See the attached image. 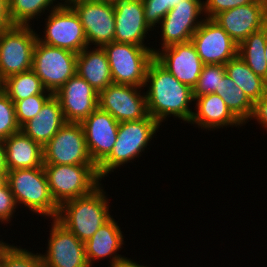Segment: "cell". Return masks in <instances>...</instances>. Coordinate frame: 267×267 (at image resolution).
Listing matches in <instances>:
<instances>
[{"instance_id":"obj_1","label":"cell","mask_w":267,"mask_h":267,"mask_svg":"<svg viewBox=\"0 0 267 267\" xmlns=\"http://www.w3.org/2000/svg\"><path fill=\"white\" fill-rule=\"evenodd\" d=\"M143 88L147 112L161 126L162 122L170 117L178 118L189 124L193 116L190 105L195 101L193 89L179 82L155 59L148 65Z\"/></svg>"},{"instance_id":"obj_2","label":"cell","mask_w":267,"mask_h":267,"mask_svg":"<svg viewBox=\"0 0 267 267\" xmlns=\"http://www.w3.org/2000/svg\"><path fill=\"white\" fill-rule=\"evenodd\" d=\"M104 189L101 183L88 195L66 201L59 207L56 219L84 243L113 217Z\"/></svg>"},{"instance_id":"obj_3","label":"cell","mask_w":267,"mask_h":267,"mask_svg":"<svg viewBox=\"0 0 267 267\" xmlns=\"http://www.w3.org/2000/svg\"><path fill=\"white\" fill-rule=\"evenodd\" d=\"M160 124L149 114L140 120L119 122L117 140L111 153L97 166L99 177L104 180L111 172L120 169L121 165L131 163L142 157L149 146Z\"/></svg>"},{"instance_id":"obj_4","label":"cell","mask_w":267,"mask_h":267,"mask_svg":"<svg viewBox=\"0 0 267 267\" xmlns=\"http://www.w3.org/2000/svg\"><path fill=\"white\" fill-rule=\"evenodd\" d=\"M8 185L18 207L24 206L37 216L57 218L59 206L50 193L44 167L8 171Z\"/></svg>"},{"instance_id":"obj_5","label":"cell","mask_w":267,"mask_h":267,"mask_svg":"<svg viewBox=\"0 0 267 267\" xmlns=\"http://www.w3.org/2000/svg\"><path fill=\"white\" fill-rule=\"evenodd\" d=\"M43 167L50 193L59 207L66 201L88 195L102 181L96 165H43Z\"/></svg>"},{"instance_id":"obj_6","label":"cell","mask_w":267,"mask_h":267,"mask_svg":"<svg viewBox=\"0 0 267 267\" xmlns=\"http://www.w3.org/2000/svg\"><path fill=\"white\" fill-rule=\"evenodd\" d=\"M102 48L109 61L113 83L144 87L148 65L154 59L153 46L113 41Z\"/></svg>"},{"instance_id":"obj_7","label":"cell","mask_w":267,"mask_h":267,"mask_svg":"<svg viewBox=\"0 0 267 267\" xmlns=\"http://www.w3.org/2000/svg\"><path fill=\"white\" fill-rule=\"evenodd\" d=\"M32 25H12L0 33V83L32 69L38 33Z\"/></svg>"},{"instance_id":"obj_8","label":"cell","mask_w":267,"mask_h":267,"mask_svg":"<svg viewBox=\"0 0 267 267\" xmlns=\"http://www.w3.org/2000/svg\"><path fill=\"white\" fill-rule=\"evenodd\" d=\"M77 53L59 47H52L37 40L32 70L41 79L45 89L52 94L57 92L76 74Z\"/></svg>"},{"instance_id":"obj_9","label":"cell","mask_w":267,"mask_h":267,"mask_svg":"<svg viewBox=\"0 0 267 267\" xmlns=\"http://www.w3.org/2000/svg\"><path fill=\"white\" fill-rule=\"evenodd\" d=\"M47 15L44 19V31H42L44 35L39 34L37 37L40 42L77 54L88 47L80 18L71 6L63 5L51 10Z\"/></svg>"},{"instance_id":"obj_10","label":"cell","mask_w":267,"mask_h":267,"mask_svg":"<svg viewBox=\"0 0 267 267\" xmlns=\"http://www.w3.org/2000/svg\"><path fill=\"white\" fill-rule=\"evenodd\" d=\"M43 165H95L81 123H65L43 147Z\"/></svg>"},{"instance_id":"obj_11","label":"cell","mask_w":267,"mask_h":267,"mask_svg":"<svg viewBox=\"0 0 267 267\" xmlns=\"http://www.w3.org/2000/svg\"><path fill=\"white\" fill-rule=\"evenodd\" d=\"M202 14V15H201ZM203 0H183L169 10L160 22L161 49L173 44L190 42L204 20ZM200 18V19H199Z\"/></svg>"},{"instance_id":"obj_12","label":"cell","mask_w":267,"mask_h":267,"mask_svg":"<svg viewBox=\"0 0 267 267\" xmlns=\"http://www.w3.org/2000/svg\"><path fill=\"white\" fill-rule=\"evenodd\" d=\"M143 87L112 83L98 93V107L118 122L140 120L148 115Z\"/></svg>"},{"instance_id":"obj_13","label":"cell","mask_w":267,"mask_h":267,"mask_svg":"<svg viewBox=\"0 0 267 267\" xmlns=\"http://www.w3.org/2000/svg\"><path fill=\"white\" fill-rule=\"evenodd\" d=\"M46 252L41 258L46 267H89L84 242L57 219H51Z\"/></svg>"},{"instance_id":"obj_14","label":"cell","mask_w":267,"mask_h":267,"mask_svg":"<svg viewBox=\"0 0 267 267\" xmlns=\"http://www.w3.org/2000/svg\"><path fill=\"white\" fill-rule=\"evenodd\" d=\"M71 7L82 23L88 46L102 47L114 41V4L95 0H81Z\"/></svg>"},{"instance_id":"obj_15","label":"cell","mask_w":267,"mask_h":267,"mask_svg":"<svg viewBox=\"0 0 267 267\" xmlns=\"http://www.w3.org/2000/svg\"><path fill=\"white\" fill-rule=\"evenodd\" d=\"M191 42L203 64L225 65L238 55V44L214 19L204 18Z\"/></svg>"},{"instance_id":"obj_16","label":"cell","mask_w":267,"mask_h":267,"mask_svg":"<svg viewBox=\"0 0 267 267\" xmlns=\"http://www.w3.org/2000/svg\"><path fill=\"white\" fill-rule=\"evenodd\" d=\"M154 59L179 82L194 88L201 74L203 63L194 44H173L162 49L152 48Z\"/></svg>"},{"instance_id":"obj_17","label":"cell","mask_w":267,"mask_h":267,"mask_svg":"<svg viewBox=\"0 0 267 267\" xmlns=\"http://www.w3.org/2000/svg\"><path fill=\"white\" fill-rule=\"evenodd\" d=\"M239 45L267 25V0H256L217 14L213 18Z\"/></svg>"},{"instance_id":"obj_18","label":"cell","mask_w":267,"mask_h":267,"mask_svg":"<svg viewBox=\"0 0 267 267\" xmlns=\"http://www.w3.org/2000/svg\"><path fill=\"white\" fill-rule=\"evenodd\" d=\"M53 95L66 122L81 123L98 108V92L77 73Z\"/></svg>"},{"instance_id":"obj_19","label":"cell","mask_w":267,"mask_h":267,"mask_svg":"<svg viewBox=\"0 0 267 267\" xmlns=\"http://www.w3.org/2000/svg\"><path fill=\"white\" fill-rule=\"evenodd\" d=\"M81 125L85 133L90 158L98 166L114 147L119 122L107 111L98 107L81 122Z\"/></svg>"},{"instance_id":"obj_20","label":"cell","mask_w":267,"mask_h":267,"mask_svg":"<svg viewBox=\"0 0 267 267\" xmlns=\"http://www.w3.org/2000/svg\"><path fill=\"white\" fill-rule=\"evenodd\" d=\"M114 16L115 42L149 47L145 39L153 29L145 20L142 0H119L114 3Z\"/></svg>"},{"instance_id":"obj_21","label":"cell","mask_w":267,"mask_h":267,"mask_svg":"<svg viewBox=\"0 0 267 267\" xmlns=\"http://www.w3.org/2000/svg\"><path fill=\"white\" fill-rule=\"evenodd\" d=\"M194 104L195 109L189 124H194L196 128L214 131L231 126L239 128L244 125L216 93L196 97Z\"/></svg>"},{"instance_id":"obj_22","label":"cell","mask_w":267,"mask_h":267,"mask_svg":"<svg viewBox=\"0 0 267 267\" xmlns=\"http://www.w3.org/2000/svg\"><path fill=\"white\" fill-rule=\"evenodd\" d=\"M123 233L120 225H118V222L113 217L101 226L84 243L86 260L89 267H93V263L96 260L100 261L101 259L109 258L107 261L112 266L116 261L123 258V255L118 254L119 250L121 251L123 245H125V236Z\"/></svg>"},{"instance_id":"obj_23","label":"cell","mask_w":267,"mask_h":267,"mask_svg":"<svg viewBox=\"0 0 267 267\" xmlns=\"http://www.w3.org/2000/svg\"><path fill=\"white\" fill-rule=\"evenodd\" d=\"M65 123L67 122L60 102L52 95L42 106L41 111L21 127V131L44 147Z\"/></svg>"},{"instance_id":"obj_24","label":"cell","mask_w":267,"mask_h":267,"mask_svg":"<svg viewBox=\"0 0 267 267\" xmlns=\"http://www.w3.org/2000/svg\"><path fill=\"white\" fill-rule=\"evenodd\" d=\"M8 171L43 167V147L21 130L3 141Z\"/></svg>"},{"instance_id":"obj_25","label":"cell","mask_w":267,"mask_h":267,"mask_svg":"<svg viewBox=\"0 0 267 267\" xmlns=\"http://www.w3.org/2000/svg\"><path fill=\"white\" fill-rule=\"evenodd\" d=\"M86 47L77 54L76 73L98 93L113 83L109 61L102 47Z\"/></svg>"},{"instance_id":"obj_26","label":"cell","mask_w":267,"mask_h":267,"mask_svg":"<svg viewBox=\"0 0 267 267\" xmlns=\"http://www.w3.org/2000/svg\"><path fill=\"white\" fill-rule=\"evenodd\" d=\"M226 74L255 103L267 92V81L255 74L239 55L225 65Z\"/></svg>"},{"instance_id":"obj_27","label":"cell","mask_w":267,"mask_h":267,"mask_svg":"<svg viewBox=\"0 0 267 267\" xmlns=\"http://www.w3.org/2000/svg\"><path fill=\"white\" fill-rule=\"evenodd\" d=\"M267 40V25L251 33L238 45V55L251 70L267 81V63L265 61V45Z\"/></svg>"},{"instance_id":"obj_28","label":"cell","mask_w":267,"mask_h":267,"mask_svg":"<svg viewBox=\"0 0 267 267\" xmlns=\"http://www.w3.org/2000/svg\"><path fill=\"white\" fill-rule=\"evenodd\" d=\"M219 95L230 111L245 125L252 116L254 103L243 90L226 74L215 92Z\"/></svg>"},{"instance_id":"obj_29","label":"cell","mask_w":267,"mask_h":267,"mask_svg":"<svg viewBox=\"0 0 267 267\" xmlns=\"http://www.w3.org/2000/svg\"><path fill=\"white\" fill-rule=\"evenodd\" d=\"M61 6L63 2L58 0H8L9 16L13 25H32V20L40 19L43 14Z\"/></svg>"},{"instance_id":"obj_30","label":"cell","mask_w":267,"mask_h":267,"mask_svg":"<svg viewBox=\"0 0 267 267\" xmlns=\"http://www.w3.org/2000/svg\"><path fill=\"white\" fill-rule=\"evenodd\" d=\"M0 88L13 103L36 94L51 93L45 89L41 79L32 69L7 77L0 83Z\"/></svg>"},{"instance_id":"obj_31","label":"cell","mask_w":267,"mask_h":267,"mask_svg":"<svg viewBox=\"0 0 267 267\" xmlns=\"http://www.w3.org/2000/svg\"><path fill=\"white\" fill-rule=\"evenodd\" d=\"M226 75L224 65L204 64L196 86L193 88L194 99L199 96L215 93L220 80Z\"/></svg>"},{"instance_id":"obj_32","label":"cell","mask_w":267,"mask_h":267,"mask_svg":"<svg viewBox=\"0 0 267 267\" xmlns=\"http://www.w3.org/2000/svg\"><path fill=\"white\" fill-rule=\"evenodd\" d=\"M0 267H46L40 252L35 253L21 246L12 245L0 260Z\"/></svg>"},{"instance_id":"obj_33","label":"cell","mask_w":267,"mask_h":267,"mask_svg":"<svg viewBox=\"0 0 267 267\" xmlns=\"http://www.w3.org/2000/svg\"><path fill=\"white\" fill-rule=\"evenodd\" d=\"M21 130L15 114V106L7 94L0 88V141Z\"/></svg>"},{"instance_id":"obj_34","label":"cell","mask_w":267,"mask_h":267,"mask_svg":"<svg viewBox=\"0 0 267 267\" xmlns=\"http://www.w3.org/2000/svg\"><path fill=\"white\" fill-rule=\"evenodd\" d=\"M52 93H41L14 102L15 114L20 128L33 119L40 111Z\"/></svg>"},{"instance_id":"obj_35","label":"cell","mask_w":267,"mask_h":267,"mask_svg":"<svg viewBox=\"0 0 267 267\" xmlns=\"http://www.w3.org/2000/svg\"><path fill=\"white\" fill-rule=\"evenodd\" d=\"M183 0H142L144 16L148 25L154 30L165 15Z\"/></svg>"},{"instance_id":"obj_36","label":"cell","mask_w":267,"mask_h":267,"mask_svg":"<svg viewBox=\"0 0 267 267\" xmlns=\"http://www.w3.org/2000/svg\"><path fill=\"white\" fill-rule=\"evenodd\" d=\"M256 0H203V12L205 18L213 19L222 11L241 5L250 4Z\"/></svg>"},{"instance_id":"obj_37","label":"cell","mask_w":267,"mask_h":267,"mask_svg":"<svg viewBox=\"0 0 267 267\" xmlns=\"http://www.w3.org/2000/svg\"><path fill=\"white\" fill-rule=\"evenodd\" d=\"M17 204L14 199L9 185L0 188V223L5 225L11 223L13 220L14 214L17 209Z\"/></svg>"},{"instance_id":"obj_38","label":"cell","mask_w":267,"mask_h":267,"mask_svg":"<svg viewBox=\"0 0 267 267\" xmlns=\"http://www.w3.org/2000/svg\"><path fill=\"white\" fill-rule=\"evenodd\" d=\"M251 119H254L261 125V128L267 131V92L254 103L253 113L248 122H250Z\"/></svg>"},{"instance_id":"obj_39","label":"cell","mask_w":267,"mask_h":267,"mask_svg":"<svg viewBox=\"0 0 267 267\" xmlns=\"http://www.w3.org/2000/svg\"><path fill=\"white\" fill-rule=\"evenodd\" d=\"M12 25L8 10V0H0V33Z\"/></svg>"},{"instance_id":"obj_40","label":"cell","mask_w":267,"mask_h":267,"mask_svg":"<svg viewBox=\"0 0 267 267\" xmlns=\"http://www.w3.org/2000/svg\"><path fill=\"white\" fill-rule=\"evenodd\" d=\"M108 267H148L147 265H140L138 262L124 256L123 258L116 261L112 266Z\"/></svg>"},{"instance_id":"obj_41","label":"cell","mask_w":267,"mask_h":267,"mask_svg":"<svg viewBox=\"0 0 267 267\" xmlns=\"http://www.w3.org/2000/svg\"><path fill=\"white\" fill-rule=\"evenodd\" d=\"M0 170H7L4 144L1 141H0Z\"/></svg>"},{"instance_id":"obj_42","label":"cell","mask_w":267,"mask_h":267,"mask_svg":"<svg viewBox=\"0 0 267 267\" xmlns=\"http://www.w3.org/2000/svg\"><path fill=\"white\" fill-rule=\"evenodd\" d=\"M8 184V170H0V188Z\"/></svg>"},{"instance_id":"obj_43","label":"cell","mask_w":267,"mask_h":267,"mask_svg":"<svg viewBox=\"0 0 267 267\" xmlns=\"http://www.w3.org/2000/svg\"><path fill=\"white\" fill-rule=\"evenodd\" d=\"M2 236V235H0ZM4 240H0V260L2 259V257L4 256L5 252L12 246V244L10 245V243H6L3 242Z\"/></svg>"},{"instance_id":"obj_44","label":"cell","mask_w":267,"mask_h":267,"mask_svg":"<svg viewBox=\"0 0 267 267\" xmlns=\"http://www.w3.org/2000/svg\"><path fill=\"white\" fill-rule=\"evenodd\" d=\"M64 6H71L73 3L81 1V0H61Z\"/></svg>"},{"instance_id":"obj_45","label":"cell","mask_w":267,"mask_h":267,"mask_svg":"<svg viewBox=\"0 0 267 267\" xmlns=\"http://www.w3.org/2000/svg\"><path fill=\"white\" fill-rule=\"evenodd\" d=\"M95 1H99V2H107V3H116L118 2L119 0H95Z\"/></svg>"},{"instance_id":"obj_46","label":"cell","mask_w":267,"mask_h":267,"mask_svg":"<svg viewBox=\"0 0 267 267\" xmlns=\"http://www.w3.org/2000/svg\"><path fill=\"white\" fill-rule=\"evenodd\" d=\"M265 61L267 63V40H266V45H265Z\"/></svg>"}]
</instances>
